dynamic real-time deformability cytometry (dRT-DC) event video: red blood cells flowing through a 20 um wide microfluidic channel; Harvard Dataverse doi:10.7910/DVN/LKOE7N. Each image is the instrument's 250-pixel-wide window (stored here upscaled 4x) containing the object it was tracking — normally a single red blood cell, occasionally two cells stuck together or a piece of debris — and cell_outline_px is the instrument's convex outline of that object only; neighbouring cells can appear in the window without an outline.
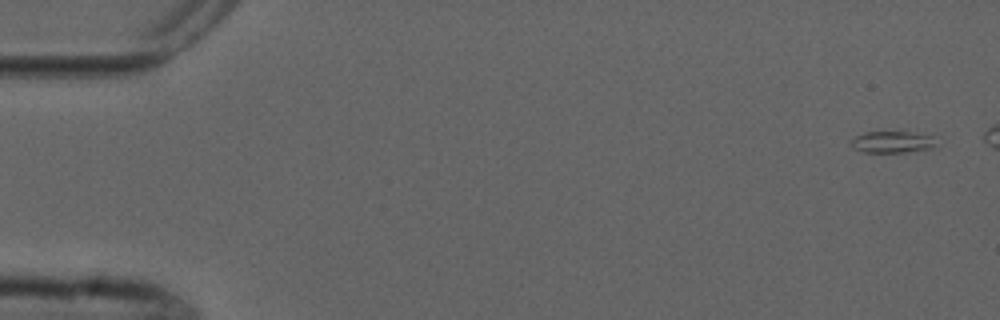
{"species": "common noctule bat (a hibernating species)", "species_latin": "Nyctalus noctula", "temperature_condition": "cold", "stored_images_in_passage": 7, "segment_of_instrument_passage": [1, 2], "camera_frame_rate_fps": 3000, "um_per_image_px": 0.085, "animal": {"sex": "male", "forearm_length_mm": 52.5}, "frame": {"image": 1, "passage_image": 1, "time_ms": 0.0, "image_size_px": [1000, 320], "cell_outline_px": [[932, 148], [908, 152], [864, 152], [852, 148], [852, 140], [856, 136], [864, 132], [916, 132], [932, 136]], "centroid_in_image_um": [75.8, 12.07], "position_along_channel_um": 9.2, "area_um2": 10.52}}